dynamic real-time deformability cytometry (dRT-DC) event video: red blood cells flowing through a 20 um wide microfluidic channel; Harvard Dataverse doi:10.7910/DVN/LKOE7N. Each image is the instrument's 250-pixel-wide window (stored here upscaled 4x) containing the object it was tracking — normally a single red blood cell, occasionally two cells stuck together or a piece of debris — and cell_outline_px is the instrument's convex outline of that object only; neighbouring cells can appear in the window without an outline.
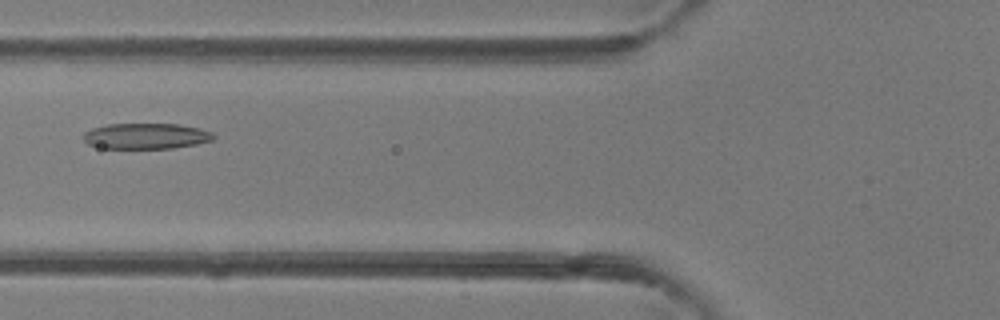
{"species": "common noctule bat (a hibernating species)", "species_latin": "Nyctalus noctula", "temperature_condition": "room temperature", "stored_images_in_passage": 4, "camera_frame_rate_fps": 3000, "um_per_image_px": 0.085, "animal": {"sex": "female"}, "frame": {"image": 1, "passage_image": 4, "time_ms": 4.333, "image_size_px": [1000, 320], "cell_outline_px": [[216, 136], [212, 140], [196, 144], [172, 148], [100, 148], [88, 144], [80, 136], [84, 132], [92, 128], [108, 124], [180, 124], [200, 128], [212, 132]], "centroid_in_image_um": [12.39, 11.56], "position_along_channel_um": 113.4, "area_um2": 19.65}}